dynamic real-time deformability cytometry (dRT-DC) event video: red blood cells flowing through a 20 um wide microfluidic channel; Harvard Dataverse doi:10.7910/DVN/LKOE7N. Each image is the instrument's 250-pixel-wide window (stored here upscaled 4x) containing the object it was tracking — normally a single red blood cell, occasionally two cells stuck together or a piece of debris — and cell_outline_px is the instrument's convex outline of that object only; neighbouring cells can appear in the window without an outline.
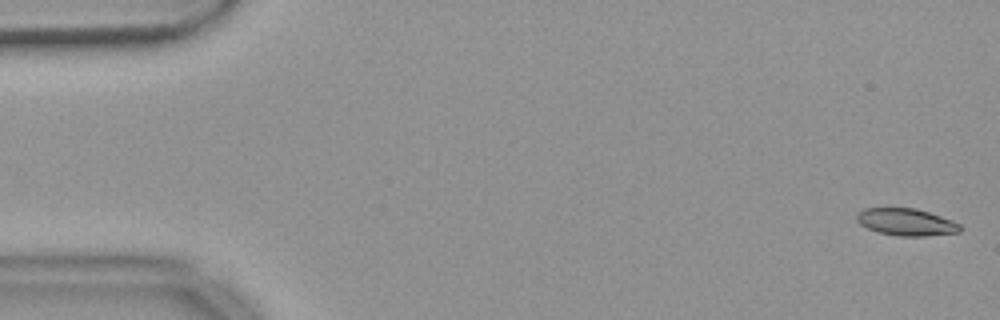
{"species": "common noctule bat (a hibernating species)", "species_latin": "Nyctalus noctula", "temperature_condition": "warm", "stored_images_in_passage": 56, "camera_frame_rate_fps": 3000, "um_per_image_px": 0.085, "animal": {"sex": "female", "body_mass_g": 18.4}, "frame": {"image": 1, "passage_image": 2, "time_ms": 0.333, "image_size_px": [1000, 320], "cell_outline_px": [[964, 228], [960, 232], [924, 236], [896, 236], [880, 232], [868, 228], [860, 224], [856, 220], [856, 216], [864, 208], [916, 208], [952, 220], [960, 224]], "centroid_in_image_um": [77.06, 18.88], "position_along_channel_um": 7.9, "area_um2": 16.3}}
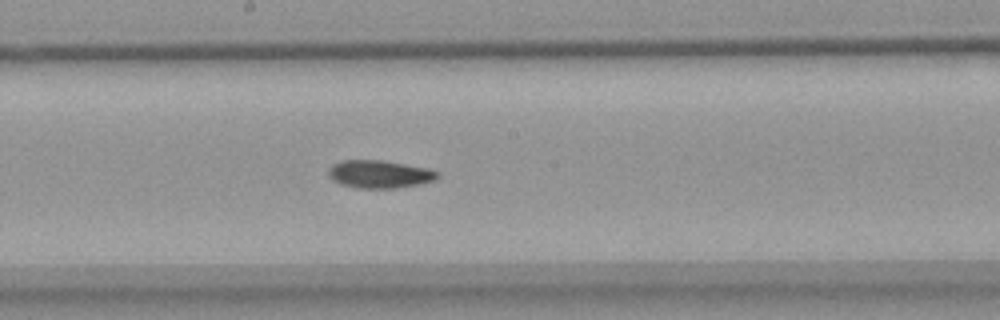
{"frame": {"image": 2, "passage_image": 30, "time_ms": 9.667, "image_size_px": [1000, 320], "cell_outline_px": [[440, 176], [436, 180], [420, 184], [396, 188], [356, 188], [340, 184], [332, 180], [328, 176], [328, 168], [332, 164], [340, 160], [384, 160], [428, 168], [440, 172]], "centroid_in_image_um": [32.26, 14.8], "position_along_channel_um": 215.9, "area_um2": 18.03}}
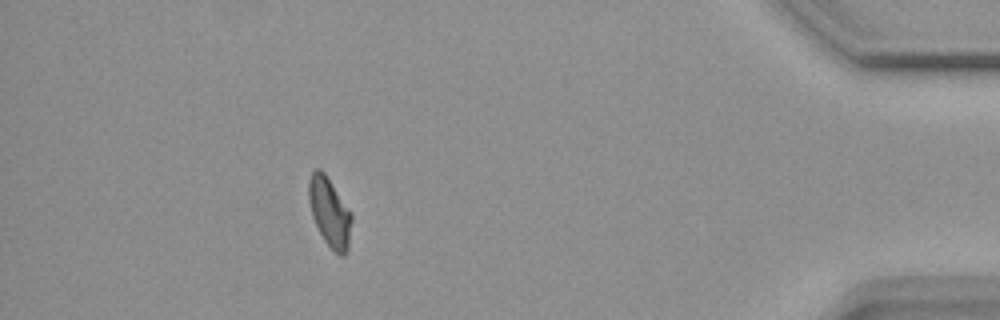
{"frame": {"image": 3, "passage_image": 50, "time_ms": 16.333, "image_size_px": [1000, 320], "cell_outline_px": [[352, 220], [348, 248], [344, 256], [340, 256], [324, 240], [312, 216], [308, 200], [308, 180], [312, 172], [316, 168], [320, 168], [324, 172], [352, 212]], "centroid_in_image_um": [28.02, 18.01], "position_along_channel_um": 407.2, "area_um2": 17.28}}